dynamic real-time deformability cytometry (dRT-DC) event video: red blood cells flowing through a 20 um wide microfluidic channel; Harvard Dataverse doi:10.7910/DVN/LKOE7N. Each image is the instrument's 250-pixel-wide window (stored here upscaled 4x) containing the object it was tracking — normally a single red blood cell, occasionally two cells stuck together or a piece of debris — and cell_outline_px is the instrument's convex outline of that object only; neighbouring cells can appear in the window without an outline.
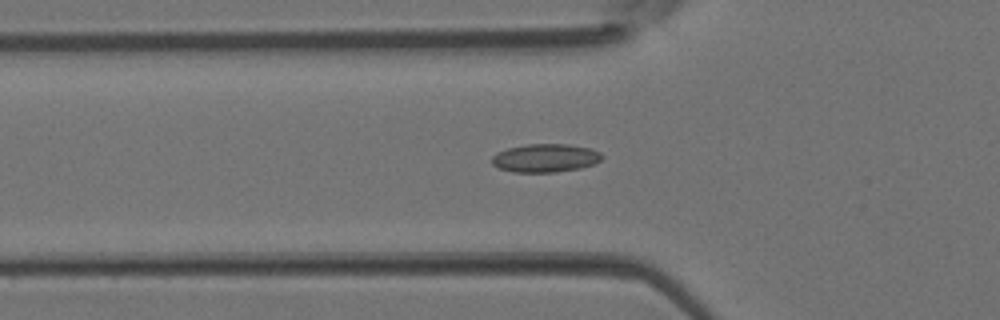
{"species": "Egyptian fruit bat (a non-hibernating species)", "species_latin": "Rousettus aegyptiacus", "temperature_condition": "room temperature", "stored_images_in_passage": 43, "camera_frame_rate_fps": 3000, "um_per_image_px": 0.085, "animal": {"sex": "female"}, "frame": {"image": 1, "passage_image": 15, "time_ms": 4.667, "image_size_px": [1000, 320], "cell_outline_px": [[604, 156], [600, 160], [592, 164], [580, 168], [552, 172], [512, 172], [500, 168], [492, 164], [492, 156], [496, 152], [508, 148], [528, 144], [568, 144], [592, 148], [600, 152]], "centroid_in_image_um": [46.35, 13.42], "position_along_channel_um": 79.4, "area_um2": 18.15}}
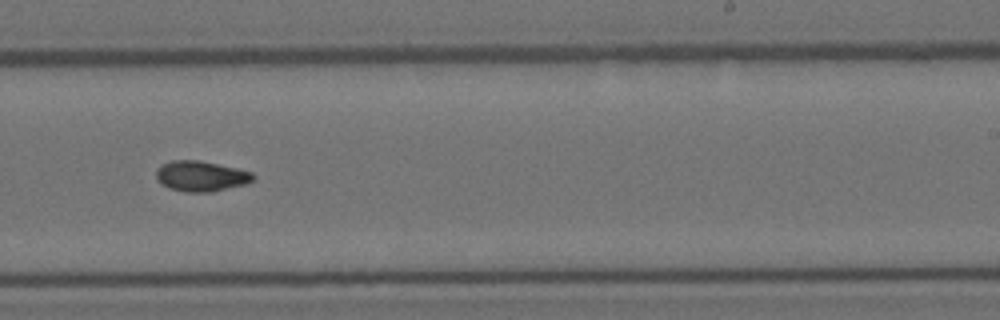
{"frame": {"image": 2, "passage_image": 27, "time_ms": 8.667, "image_size_px": [1000, 320], "cell_outline_px": [[256, 176], [252, 180], [244, 184], [212, 192], [184, 192], [168, 188], [160, 184], [156, 180], [156, 168], [160, 164], [172, 160], [200, 160], [236, 168], [252, 172]], "centroid_in_image_um": [17.02, 14.97], "position_along_channel_um": 272.0, "area_um2": 17.4}}
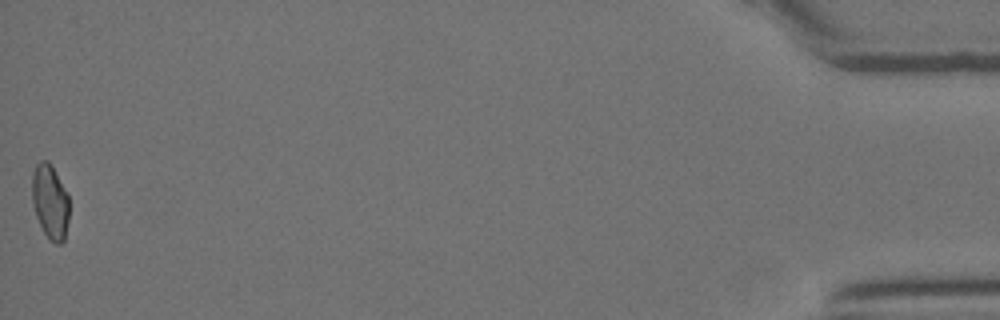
{"frame": {"image": 3, "passage_image": 43, "time_ms": 14.0, "image_size_px": [1000, 320], "cell_outline_px": [[68, 220], [64, 240], [60, 244], [56, 244], [48, 240], [36, 216], [32, 204], [32, 172], [36, 164], [40, 160], [48, 160], [52, 164], [68, 196]], "centroid_in_image_um": [4.24, 17.13], "position_along_channel_um": 431.0, "area_um2": 16.24}}